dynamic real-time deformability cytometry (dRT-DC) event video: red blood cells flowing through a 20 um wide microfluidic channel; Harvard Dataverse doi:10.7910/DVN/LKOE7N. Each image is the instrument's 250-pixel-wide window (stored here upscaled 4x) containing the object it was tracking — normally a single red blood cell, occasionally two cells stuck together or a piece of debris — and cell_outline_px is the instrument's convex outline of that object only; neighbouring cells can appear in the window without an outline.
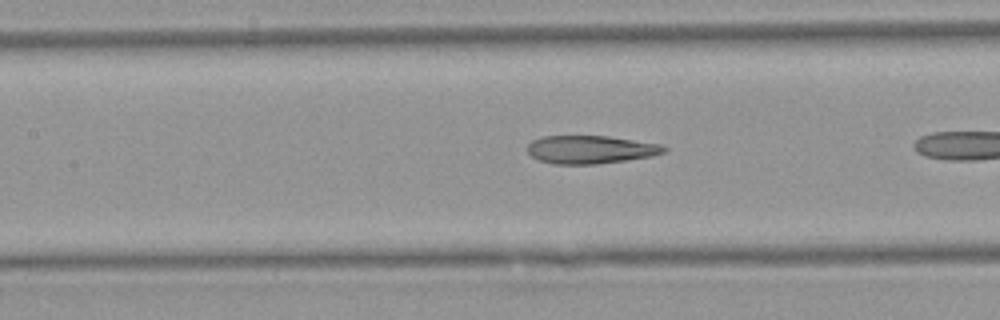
{"species": "Egyptian fruit bat (a non-hibernating species)", "species_latin": "Rousettus aegyptiacus", "temperature_condition": "warm", "stored_images_in_passage": 9, "camera_frame_rate_fps": 3000, "um_per_image_px": 0.085, "animal": {"sex": "female"}, "frame": {"image": 1, "passage_image": 7, "time_ms": 2.0, "image_size_px": [1000, 320], "cell_outline_px": [[668, 148], [664, 152], [652, 156], [596, 164], [552, 164], [540, 160], [532, 156], [524, 148], [532, 140], [540, 136], [608, 136], [660, 144]], "centroid_in_image_um": [50.14, 12.7], "position_along_channel_um": 157.3, "area_um2": 22.37}}